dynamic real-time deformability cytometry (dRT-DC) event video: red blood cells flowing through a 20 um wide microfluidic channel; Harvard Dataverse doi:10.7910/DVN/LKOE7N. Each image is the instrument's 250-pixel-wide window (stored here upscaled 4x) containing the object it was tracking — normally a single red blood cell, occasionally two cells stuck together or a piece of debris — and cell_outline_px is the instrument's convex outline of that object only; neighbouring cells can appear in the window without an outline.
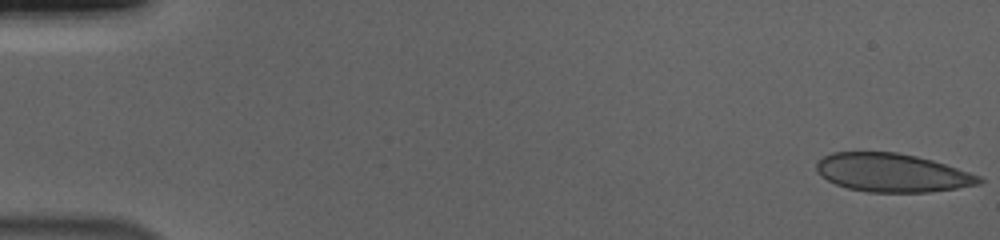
{"species": "human", "species_latin": "Homo sapiens", "temperature_condition": "cold", "stored_images_in_passage": 55, "camera_frame_rate_fps": 3000, "um_per_image_px": 0.085, "donor": {"sex": "male"}, "frame": {"image": 1, "passage_image": 1, "time_ms": 0.0, "image_size_px": [1000, 240], "cell_outline_px": [[984, 180], [980, 184], [956, 188], [928, 192], [868, 192], [848, 188], [836, 184], [820, 176], [816, 172], [816, 160], [832, 152], [896, 152], [916, 156], [932, 160], [980, 176]], "centroid_in_image_um": [75.79, 14.68], "position_along_channel_um": 9.2, "area_um2": 36.36}}
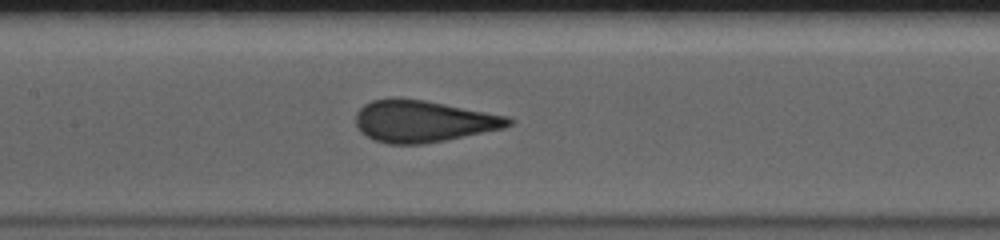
{"frame": {"image": 2, "passage_image": 27, "time_ms": 8.667, "image_size_px": [1000, 240], "cell_outline_px": [[512, 124], [504, 128], [424, 144], [388, 144], [376, 140], [360, 132], [356, 124], [356, 112], [364, 104], [372, 100], [424, 100], [508, 116], [512, 120]], "centroid_in_image_um": [35.98, 10.33], "position_along_channel_um": 171.4, "area_um2": 36.41}}
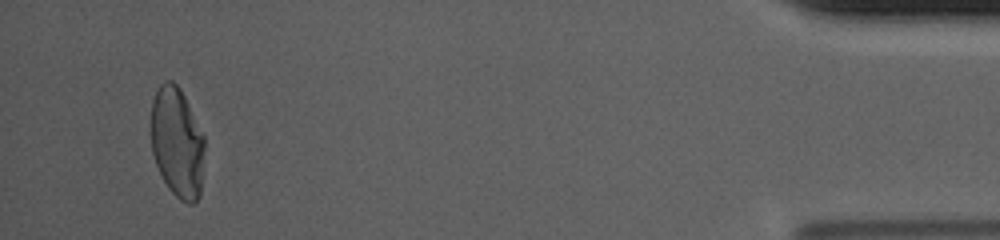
{"frame": {"image": 3, "passage_image": 53, "time_ms": 17.333, "image_size_px": [1000, 240], "cell_outline_px": [[204, 148], [200, 196], [192, 204], [188, 204], [180, 200], [168, 188], [156, 164], [152, 152], [152, 100], [160, 84], [164, 80], [172, 80], [180, 88], [204, 136]], "centroid_in_image_um": [15.06, 12.12], "position_along_channel_um": 420.1, "area_um2": 34.16}, "authors_computed_cell_mechanics": {"area_um2": 36.992, "velocity_mm_per_s": 3.7054, "shape_relaxation_time_tau1_ms": 4.8033, "shape_relaxation_time_tau2_ms": null, "deformation_change_tau1": 0.1768, "deformation_change_tau2": null}}